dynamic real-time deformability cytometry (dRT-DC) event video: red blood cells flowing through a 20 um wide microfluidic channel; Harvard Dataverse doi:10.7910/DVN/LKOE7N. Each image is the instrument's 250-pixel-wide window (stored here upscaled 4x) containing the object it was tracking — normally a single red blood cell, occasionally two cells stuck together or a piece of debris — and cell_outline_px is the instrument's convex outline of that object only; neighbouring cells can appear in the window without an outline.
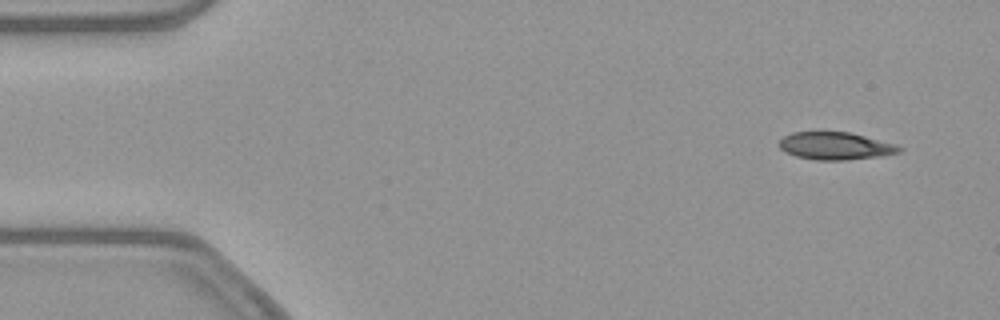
{"species": "common noctule bat (a hibernating species)", "species_latin": "Nyctalus noctula", "temperature_condition": "warm", "stored_images_in_passage": 53, "camera_frame_rate_fps": 3000, "um_per_image_px": 0.085, "animal": {"sex": "female", "body_mass_g": 21.9}, "frame": {"image": 1, "passage_image": 4, "time_ms": 1.0, "image_size_px": [1000, 320], "cell_outline_px": [[904, 148], [900, 152], [880, 156], [844, 160], [816, 160], [796, 156], [784, 152], [780, 148], [780, 140], [784, 136], [792, 132], [848, 132], [896, 144]], "centroid_in_image_um": [71.01, 12.41], "position_along_channel_um": 14.0, "area_um2": 19.13}}
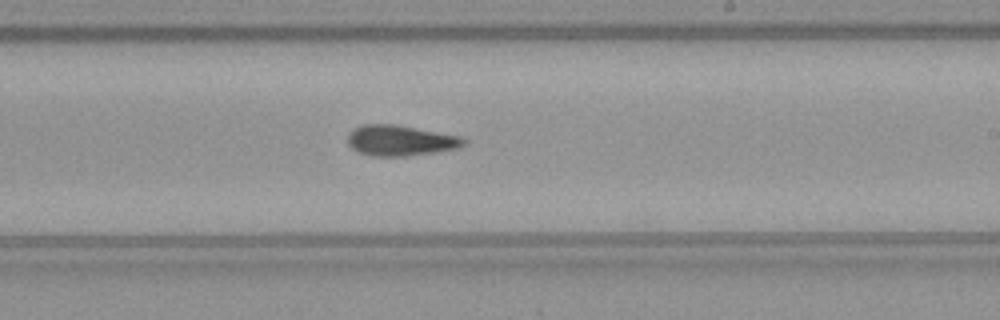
{"frame": {"image": 2, "passage_image": 31, "time_ms": 10.0, "image_size_px": [1000, 320], "cell_outline_px": [[468, 140], [460, 148], [404, 156], [372, 156], [356, 152], [348, 144], [348, 132], [364, 124], [396, 124], [460, 136]], "centroid_in_image_um": [34.02, 11.94], "position_along_channel_um": 255.0, "area_um2": 20.69}}
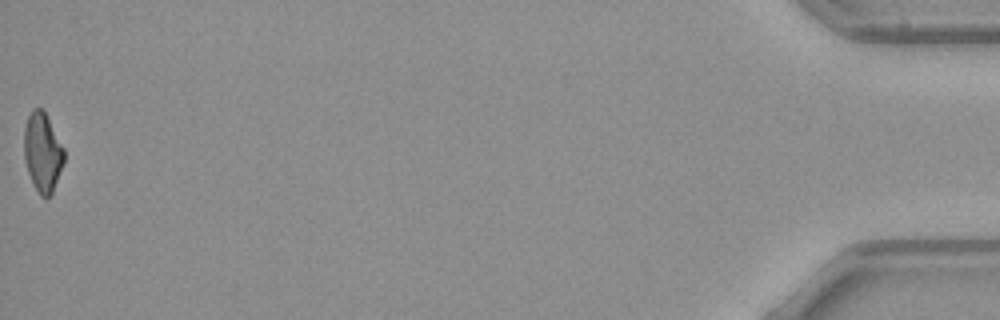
{"frame": {"image": 3, "passage_image": 53, "time_ms": 17.333, "image_size_px": [1000, 320], "cell_outline_px": [[64, 164], [52, 192], [48, 196], [40, 196], [28, 172], [24, 160], [24, 128], [28, 116], [32, 108], [44, 108], [64, 148]], "centroid_in_image_um": [3.62, 12.88], "position_along_channel_um": 431.6, "area_um2": 18.5}, "authors_computed_cell_mechanics": {"area_um2": 20.1722, "velocity_mm_per_s": 3.8779, "shape_relaxation_time_tau1_ms": null, "shape_relaxation_time_tau2_ms": 7.7492, "deformation_change_tau1": null, "deformation_change_tau2": 0.1711}}